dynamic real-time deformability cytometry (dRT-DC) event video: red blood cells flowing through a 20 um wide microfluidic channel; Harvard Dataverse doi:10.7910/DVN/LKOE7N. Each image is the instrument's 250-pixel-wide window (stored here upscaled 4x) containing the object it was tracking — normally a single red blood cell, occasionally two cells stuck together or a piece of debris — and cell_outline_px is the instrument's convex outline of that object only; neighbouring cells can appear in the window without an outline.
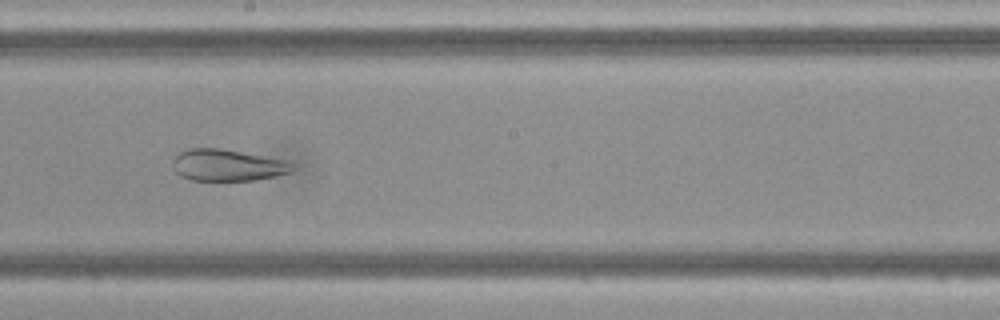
{"species": "Egyptian fruit bat (a non-hibernating species)", "species_latin": "Rousettus aegyptiacus", "temperature_condition": "cold", "stored_images_in_passage": 49, "camera_frame_rate_fps": 3000, "um_per_image_px": 0.085, "frame": {"image": 1, "passage_image": 27, "time_ms": 8.667, "image_size_px": [1000, 320], "cell_outline_px": [[300, 168], [292, 172], [276, 176], [252, 180], [192, 180], [180, 176], [176, 172], [172, 160], [180, 152], [188, 148], [220, 148], [292, 160]], "centroid_in_image_um": [19.47, 14.03], "position_along_channel_um": 228.7, "area_um2": 22.6}}
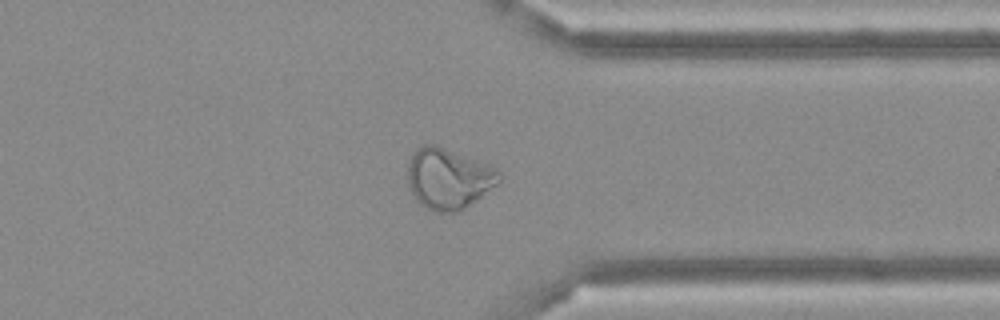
{"frame": {"image": 2, "passage_image": 38, "time_ms": 12.333, "image_size_px": [1000, 320], "cell_outline_px": [[500, 180], [496, 184], [476, 200], [464, 208], [456, 212], [436, 212], [424, 208], [412, 196], [408, 184], [408, 160], [416, 148], [424, 144], [436, 144], [496, 168], [500, 172]], "centroid_in_image_um": [38.06, 15.18], "position_along_channel_um": 373.3, "area_um2": 32.31}}
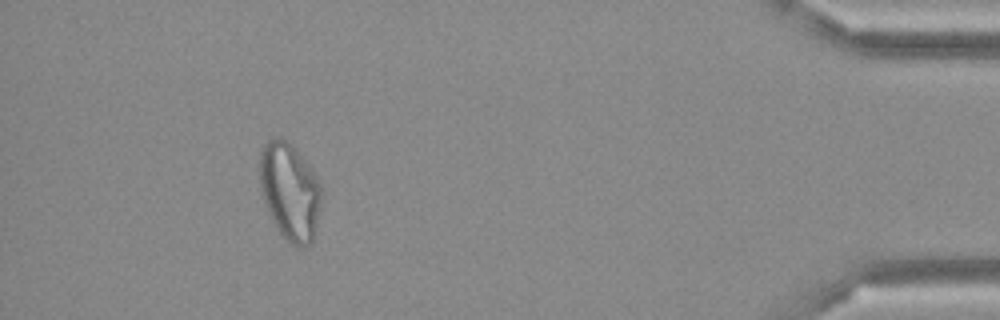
{"frame": {"image": 3, "passage_image": 45, "time_ms": 14.667, "image_size_px": [1000, 320], "cell_outline_px": [[320, 208], [312, 244], [304, 248], [296, 248], [284, 240], [272, 220], [264, 200], [260, 184], [260, 152], [264, 144], [272, 136], [284, 136], [312, 168], [320, 180]], "centroid_in_image_um": [24.64, 16.27], "position_along_channel_um": 410.6, "area_um2": 35.43}}